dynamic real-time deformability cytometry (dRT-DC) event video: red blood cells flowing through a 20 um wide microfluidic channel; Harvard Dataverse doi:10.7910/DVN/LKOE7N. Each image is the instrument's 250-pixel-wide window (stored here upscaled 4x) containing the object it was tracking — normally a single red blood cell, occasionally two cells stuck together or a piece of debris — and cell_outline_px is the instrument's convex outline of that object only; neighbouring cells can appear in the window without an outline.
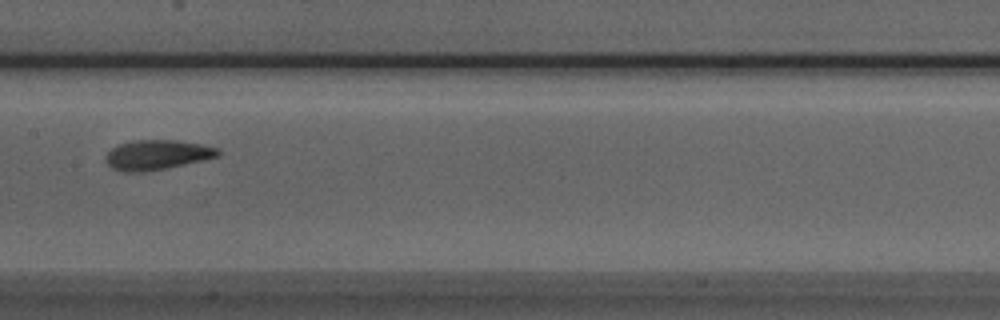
{"species": "Egyptian fruit bat (a non-hibernating species)", "species_latin": "Rousettus aegyptiacus", "temperature_condition": "room temperature", "stored_images_in_passage": 4, "camera_frame_rate_fps": 3000, "um_per_image_px": 0.085, "animal": {"sex": "male"}, "frame": {"image": 1, "passage_image": 4, "time_ms": 1.0, "image_size_px": [1000, 320], "cell_outline_px": [[220, 156], [204, 160], [144, 172], [124, 172], [112, 168], [104, 160], [104, 156], [112, 148], [120, 144], [136, 140], [176, 140], [200, 144], [220, 148]], "centroid_in_image_um": [13.35, 13.16], "position_along_channel_um": 194.0, "area_um2": 19.48}}